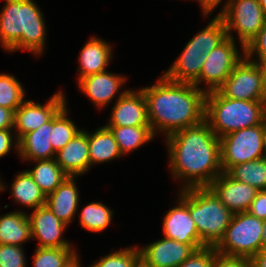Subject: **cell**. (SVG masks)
I'll return each instance as SVG.
<instances>
[{
    "instance_id": "32",
    "label": "cell",
    "mask_w": 266,
    "mask_h": 267,
    "mask_svg": "<svg viewBox=\"0 0 266 267\" xmlns=\"http://www.w3.org/2000/svg\"><path fill=\"white\" fill-rule=\"evenodd\" d=\"M23 84L14 75L0 73V106L12 111L25 101Z\"/></svg>"
},
{
    "instance_id": "43",
    "label": "cell",
    "mask_w": 266,
    "mask_h": 267,
    "mask_svg": "<svg viewBox=\"0 0 266 267\" xmlns=\"http://www.w3.org/2000/svg\"><path fill=\"white\" fill-rule=\"evenodd\" d=\"M251 267H266V248L261 249L250 259Z\"/></svg>"
},
{
    "instance_id": "36",
    "label": "cell",
    "mask_w": 266,
    "mask_h": 267,
    "mask_svg": "<svg viewBox=\"0 0 266 267\" xmlns=\"http://www.w3.org/2000/svg\"><path fill=\"white\" fill-rule=\"evenodd\" d=\"M245 55L256 63L266 60V21L257 36L245 47Z\"/></svg>"
},
{
    "instance_id": "39",
    "label": "cell",
    "mask_w": 266,
    "mask_h": 267,
    "mask_svg": "<svg viewBox=\"0 0 266 267\" xmlns=\"http://www.w3.org/2000/svg\"><path fill=\"white\" fill-rule=\"evenodd\" d=\"M12 131L14 132L13 129L0 130V158L9 154L11 152V149H14V148L17 151V155H18V146H19L18 139L15 135L13 137Z\"/></svg>"
},
{
    "instance_id": "14",
    "label": "cell",
    "mask_w": 266,
    "mask_h": 267,
    "mask_svg": "<svg viewBox=\"0 0 266 267\" xmlns=\"http://www.w3.org/2000/svg\"><path fill=\"white\" fill-rule=\"evenodd\" d=\"M138 250L141 267H178L195 251L191 245L165 237Z\"/></svg>"
},
{
    "instance_id": "37",
    "label": "cell",
    "mask_w": 266,
    "mask_h": 267,
    "mask_svg": "<svg viewBox=\"0 0 266 267\" xmlns=\"http://www.w3.org/2000/svg\"><path fill=\"white\" fill-rule=\"evenodd\" d=\"M216 253L215 247H202L195 250L193 254L178 267H213V260Z\"/></svg>"
},
{
    "instance_id": "42",
    "label": "cell",
    "mask_w": 266,
    "mask_h": 267,
    "mask_svg": "<svg viewBox=\"0 0 266 267\" xmlns=\"http://www.w3.org/2000/svg\"><path fill=\"white\" fill-rule=\"evenodd\" d=\"M14 111L0 106V130L13 129Z\"/></svg>"
},
{
    "instance_id": "48",
    "label": "cell",
    "mask_w": 266,
    "mask_h": 267,
    "mask_svg": "<svg viewBox=\"0 0 266 267\" xmlns=\"http://www.w3.org/2000/svg\"><path fill=\"white\" fill-rule=\"evenodd\" d=\"M263 158L266 159V126H264V137H263Z\"/></svg>"
},
{
    "instance_id": "1",
    "label": "cell",
    "mask_w": 266,
    "mask_h": 267,
    "mask_svg": "<svg viewBox=\"0 0 266 267\" xmlns=\"http://www.w3.org/2000/svg\"><path fill=\"white\" fill-rule=\"evenodd\" d=\"M169 169L175 180H180L179 190L208 187L223 171L221 145L209 124L179 130L166 138Z\"/></svg>"
},
{
    "instance_id": "31",
    "label": "cell",
    "mask_w": 266,
    "mask_h": 267,
    "mask_svg": "<svg viewBox=\"0 0 266 267\" xmlns=\"http://www.w3.org/2000/svg\"><path fill=\"white\" fill-rule=\"evenodd\" d=\"M67 103L53 116V129L50 133V142L53 150L58 152L62 149L81 128H77L74 120L68 118Z\"/></svg>"
},
{
    "instance_id": "6",
    "label": "cell",
    "mask_w": 266,
    "mask_h": 267,
    "mask_svg": "<svg viewBox=\"0 0 266 267\" xmlns=\"http://www.w3.org/2000/svg\"><path fill=\"white\" fill-rule=\"evenodd\" d=\"M263 220L249 212L235 213L220 242L219 254L251 259L262 249Z\"/></svg>"
},
{
    "instance_id": "20",
    "label": "cell",
    "mask_w": 266,
    "mask_h": 267,
    "mask_svg": "<svg viewBox=\"0 0 266 267\" xmlns=\"http://www.w3.org/2000/svg\"><path fill=\"white\" fill-rule=\"evenodd\" d=\"M75 178L68 176L51 194L46 196V206L65 224L73 222L78 214L79 191Z\"/></svg>"
},
{
    "instance_id": "23",
    "label": "cell",
    "mask_w": 266,
    "mask_h": 267,
    "mask_svg": "<svg viewBox=\"0 0 266 267\" xmlns=\"http://www.w3.org/2000/svg\"><path fill=\"white\" fill-rule=\"evenodd\" d=\"M88 145L90 168L96 164L112 162L123 156L113 133L105 125L97 128L93 133L88 131Z\"/></svg>"
},
{
    "instance_id": "18",
    "label": "cell",
    "mask_w": 266,
    "mask_h": 267,
    "mask_svg": "<svg viewBox=\"0 0 266 267\" xmlns=\"http://www.w3.org/2000/svg\"><path fill=\"white\" fill-rule=\"evenodd\" d=\"M57 164L70 177L84 175L90 169L88 131L82 129L56 152Z\"/></svg>"
},
{
    "instance_id": "41",
    "label": "cell",
    "mask_w": 266,
    "mask_h": 267,
    "mask_svg": "<svg viewBox=\"0 0 266 267\" xmlns=\"http://www.w3.org/2000/svg\"><path fill=\"white\" fill-rule=\"evenodd\" d=\"M200 4V8L202 9V13L204 14V17H207L211 15L215 8L219 6L220 3H222L223 0H197ZM226 3L223 4V7L221 8L220 12L215 16H221L227 9L229 2L231 0H225Z\"/></svg>"
},
{
    "instance_id": "3",
    "label": "cell",
    "mask_w": 266,
    "mask_h": 267,
    "mask_svg": "<svg viewBox=\"0 0 266 267\" xmlns=\"http://www.w3.org/2000/svg\"><path fill=\"white\" fill-rule=\"evenodd\" d=\"M0 13V44L6 52L30 51L43 55L46 42V23L34 0H3Z\"/></svg>"
},
{
    "instance_id": "13",
    "label": "cell",
    "mask_w": 266,
    "mask_h": 267,
    "mask_svg": "<svg viewBox=\"0 0 266 267\" xmlns=\"http://www.w3.org/2000/svg\"><path fill=\"white\" fill-rule=\"evenodd\" d=\"M32 240L37 239V247L40 248H62L74 247L71 242L61 237L68 225L54 215L45 205L38 207L29 215Z\"/></svg>"
},
{
    "instance_id": "5",
    "label": "cell",
    "mask_w": 266,
    "mask_h": 267,
    "mask_svg": "<svg viewBox=\"0 0 266 267\" xmlns=\"http://www.w3.org/2000/svg\"><path fill=\"white\" fill-rule=\"evenodd\" d=\"M189 211L201 241L212 247L223 238L234 215L209 187L189 188Z\"/></svg>"
},
{
    "instance_id": "9",
    "label": "cell",
    "mask_w": 266,
    "mask_h": 267,
    "mask_svg": "<svg viewBox=\"0 0 266 267\" xmlns=\"http://www.w3.org/2000/svg\"><path fill=\"white\" fill-rule=\"evenodd\" d=\"M236 40L227 37L207 54L199 78L193 83L206 93L218 90L235 66L246 56L245 52L239 53ZM205 89L199 85L203 82Z\"/></svg>"
},
{
    "instance_id": "17",
    "label": "cell",
    "mask_w": 266,
    "mask_h": 267,
    "mask_svg": "<svg viewBox=\"0 0 266 267\" xmlns=\"http://www.w3.org/2000/svg\"><path fill=\"white\" fill-rule=\"evenodd\" d=\"M109 122L105 126H150L146 98L142 89H129L115 100Z\"/></svg>"
},
{
    "instance_id": "16",
    "label": "cell",
    "mask_w": 266,
    "mask_h": 267,
    "mask_svg": "<svg viewBox=\"0 0 266 267\" xmlns=\"http://www.w3.org/2000/svg\"><path fill=\"white\" fill-rule=\"evenodd\" d=\"M208 187L233 214L248 211L259 191L251 185L236 181L227 172H222Z\"/></svg>"
},
{
    "instance_id": "44",
    "label": "cell",
    "mask_w": 266,
    "mask_h": 267,
    "mask_svg": "<svg viewBox=\"0 0 266 267\" xmlns=\"http://www.w3.org/2000/svg\"><path fill=\"white\" fill-rule=\"evenodd\" d=\"M80 253H77L73 258H71L63 267H82L80 260Z\"/></svg>"
},
{
    "instance_id": "22",
    "label": "cell",
    "mask_w": 266,
    "mask_h": 267,
    "mask_svg": "<svg viewBox=\"0 0 266 267\" xmlns=\"http://www.w3.org/2000/svg\"><path fill=\"white\" fill-rule=\"evenodd\" d=\"M207 54L190 48L188 42L175 62L163 75L170 81L194 83L200 76Z\"/></svg>"
},
{
    "instance_id": "49",
    "label": "cell",
    "mask_w": 266,
    "mask_h": 267,
    "mask_svg": "<svg viewBox=\"0 0 266 267\" xmlns=\"http://www.w3.org/2000/svg\"><path fill=\"white\" fill-rule=\"evenodd\" d=\"M258 1H259L261 8L263 9L264 15L266 17V0H258Z\"/></svg>"
},
{
    "instance_id": "15",
    "label": "cell",
    "mask_w": 266,
    "mask_h": 267,
    "mask_svg": "<svg viewBox=\"0 0 266 267\" xmlns=\"http://www.w3.org/2000/svg\"><path fill=\"white\" fill-rule=\"evenodd\" d=\"M127 80L126 76L107 70L78 80L79 90L87 96L99 110L105 108L115 97H122L129 89L119 90ZM119 92V93H118ZM117 94V96H116Z\"/></svg>"
},
{
    "instance_id": "26",
    "label": "cell",
    "mask_w": 266,
    "mask_h": 267,
    "mask_svg": "<svg viewBox=\"0 0 266 267\" xmlns=\"http://www.w3.org/2000/svg\"><path fill=\"white\" fill-rule=\"evenodd\" d=\"M35 166L27 169L33 181L40 187L45 196L51 194L68 175L57 164L56 159L33 161Z\"/></svg>"
},
{
    "instance_id": "45",
    "label": "cell",
    "mask_w": 266,
    "mask_h": 267,
    "mask_svg": "<svg viewBox=\"0 0 266 267\" xmlns=\"http://www.w3.org/2000/svg\"><path fill=\"white\" fill-rule=\"evenodd\" d=\"M261 104H262V119H263V124L264 126H266V91L262 97L261 100Z\"/></svg>"
},
{
    "instance_id": "2",
    "label": "cell",
    "mask_w": 266,
    "mask_h": 267,
    "mask_svg": "<svg viewBox=\"0 0 266 267\" xmlns=\"http://www.w3.org/2000/svg\"><path fill=\"white\" fill-rule=\"evenodd\" d=\"M155 84L141 88L154 135L165 138L205 121L206 92L192 83L173 82L163 74Z\"/></svg>"
},
{
    "instance_id": "25",
    "label": "cell",
    "mask_w": 266,
    "mask_h": 267,
    "mask_svg": "<svg viewBox=\"0 0 266 267\" xmlns=\"http://www.w3.org/2000/svg\"><path fill=\"white\" fill-rule=\"evenodd\" d=\"M11 196L14 202L35 210L45 206L46 196L40 187L33 181L27 170L19 172L11 185Z\"/></svg>"
},
{
    "instance_id": "28",
    "label": "cell",
    "mask_w": 266,
    "mask_h": 267,
    "mask_svg": "<svg viewBox=\"0 0 266 267\" xmlns=\"http://www.w3.org/2000/svg\"><path fill=\"white\" fill-rule=\"evenodd\" d=\"M226 38V25L220 16H214L208 25L194 35L188 42H190V48H196L202 51V53L208 54Z\"/></svg>"
},
{
    "instance_id": "47",
    "label": "cell",
    "mask_w": 266,
    "mask_h": 267,
    "mask_svg": "<svg viewBox=\"0 0 266 267\" xmlns=\"http://www.w3.org/2000/svg\"><path fill=\"white\" fill-rule=\"evenodd\" d=\"M259 65L262 67V70H263L264 84H265V88H266V60L261 61V62L259 63Z\"/></svg>"
},
{
    "instance_id": "24",
    "label": "cell",
    "mask_w": 266,
    "mask_h": 267,
    "mask_svg": "<svg viewBox=\"0 0 266 267\" xmlns=\"http://www.w3.org/2000/svg\"><path fill=\"white\" fill-rule=\"evenodd\" d=\"M32 239L26 211H13L0 216V244L22 246Z\"/></svg>"
},
{
    "instance_id": "11",
    "label": "cell",
    "mask_w": 266,
    "mask_h": 267,
    "mask_svg": "<svg viewBox=\"0 0 266 267\" xmlns=\"http://www.w3.org/2000/svg\"><path fill=\"white\" fill-rule=\"evenodd\" d=\"M177 199L176 206L170 208L164 215L163 236L191 245L195 250L206 247L199 237L195 222L189 211V188L180 190Z\"/></svg>"
},
{
    "instance_id": "50",
    "label": "cell",
    "mask_w": 266,
    "mask_h": 267,
    "mask_svg": "<svg viewBox=\"0 0 266 267\" xmlns=\"http://www.w3.org/2000/svg\"><path fill=\"white\" fill-rule=\"evenodd\" d=\"M5 183H3L2 181H1V178H0V193H1V191H5V189H6V185H4Z\"/></svg>"
},
{
    "instance_id": "35",
    "label": "cell",
    "mask_w": 266,
    "mask_h": 267,
    "mask_svg": "<svg viewBox=\"0 0 266 267\" xmlns=\"http://www.w3.org/2000/svg\"><path fill=\"white\" fill-rule=\"evenodd\" d=\"M21 246L0 244V267H27Z\"/></svg>"
},
{
    "instance_id": "46",
    "label": "cell",
    "mask_w": 266,
    "mask_h": 267,
    "mask_svg": "<svg viewBox=\"0 0 266 267\" xmlns=\"http://www.w3.org/2000/svg\"><path fill=\"white\" fill-rule=\"evenodd\" d=\"M266 248V220L263 221L262 229V249Z\"/></svg>"
},
{
    "instance_id": "10",
    "label": "cell",
    "mask_w": 266,
    "mask_h": 267,
    "mask_svg": "<svg viewBox=\"0 0 266 267\" xmlns=\"http://www.w3.org/2000/svg\"><path fill=\"white\" fill-rule=\"evenodd\" d=\"M218 91L234 100L261 101L266 91L262 67L245 56Z\"/></svg>"
},
{
    "instance_id": "21",
    "label": "cell",
    "mask_w": 266,
    "mask_h": 267,
    "mask_svg": "<svg viewBox=\"0 0 266 267\" xmlns=\"http://www.w3.org/2000/svg\"><path fill=\"white\" fill-rule=\"evenodd\" d=\"M112 46L99 37H91L79 54L78 78L94 75L107 70L112 61Z\"/></svg>"
},
{
    "instance_id": "4",
    "label": "cell",
    "mask_w": 266,
    "mask_h": 267,
    "mask_svg": "<svg viewBox=\"0 0 266 267\" xmlns=\"http://www.w3.org/2000/svg\"><path fill=\"white\" fill-rule=\"evenodd\" d=\"M205 121L214 134L221 138L234 131L261 124V101L234 100L218 90L206 94Z\"/></svg>"
},
{
    "instance_id": "33",
    "label": "cell",
    "mask_w": 266,
    "mask_h": 267,
    "mask_svg": "<svg viewBox=\"0 0 266 267\" xmlns=\"http://www.w3.org/2000/svg\"><path fill=\"white\" fill-rule=\"evenodd\" d=\"M34 253L33 267H63L78 251L73 247H37Z\"/></svg>"
},
{
    "instance_id": "29",
    "label": "cell",
    "mask_w": 266,
    "mask_h": 267,
    "mask_svg": "<svg viewBox=\"0 0 266 267\" xmlns=\"http://www.w3.org/2000/svg\"><path fill=\"white\" fill-rule=\"evenodd\" d=\"M227 173L236 181L251 185L259 191L266 190V159L263 157L235 165Z\"/></svg>"
},
{
    "instance_id": "7",
    "label": "cell",
    "mask_w": 266,
    "mask_h": 267,
    "mask_svg": "<svg viewBox=\"0 0 266 267\" xmlns=\"http://www.w3.org/2000/svg\"><path fill=\"white\" fill-rule=\"evenodd\" d=\"M263 137V122L221 137L222 171L228 172L235 165L262 158Z\"/></svg>"
},
{
    "instance_id": "38",
    "label": "cell",
    "mask_w": 266,
    "mask_h": 267,
    "mask_svg": "<svg viewBox=\"0 0 266 267\" xmlns=\"http://www.w3.org/2000/svg\"><path fill=\"white\" fill-rule=\"evenodd\" d=\"M213 267H251L250 260L243 257L219 254L214 256Z\"/></svg>"
},
{
    "instance_id": "8",
    "label": "cell",
    "mask_w": 266,
    "mask_h": 267,
    "mask_svg": "<svg viewBox=\"0 0 266 267\" xmlns=\"http://www.w3.org/2000/svg\"><path fill=\"white\" fill-rule=\"evenodd\" d=\"M220 17L226 25L227 37L236 40L233 30L237 32L241 53L245 52V47L257 36L266 21L258 0H231Z\"/></svg>"
},
{
    "instance_id": "40",
    "label": "cell",
    "mask_w": 266,
    "mask_h": 267,
    "mask_svg": "<svg viewBox=\"0 0 266 267\" xmlns=\"http://www.w3.org/2000/svg\"><path fill=\"white\" fill-rule=\"evenodd\" d=\"M247 212L258 219L266 220V190L257 192Z\"/></svg>"
},
{
    "instance_id": "34",
    "label": "cell",
    "mask_w": 266,
    "mask_h": 267,
    "mask_svg": "<svg viewBox=\"0 0 266 267\" xmlns=\"http://www.w3.org/2000/svg\"><path fill=\"white\" fill-rule=\"evenodd\" d=\"M90 267H141L140 253L136 246L122 248L101 257Z\"/></svg>"
},
{
    "instance_id": "27",
    "label": "cell",
    "mask_w": 266,
    "mask_h": 267,
    "mask_svg": "<svg viewBox=\"0 0 266 267\" xmlns=\"http://www.w3.org/2000/svg\"><path fill=\"white\" fill-rule=\"evenodd\" d=\"M111 130L122 155L137 150L155 138L150 126H106Z\"/></svg>"
},
{
    "instance_id": "12",
    "label": "cell",
    "mask_w": 266,
    "mask_h": 267,
    "mask_svg": "<svg viewBox=\"0 0 266 267\" xmlns=\"http://www.w3.org/2000/svg\"><path fill=\"white\" fill-rule=\"evenodd\" d=\"M65 96L60 90L53 94L45 105L32 100L24 101L14 113L13 130L17 139L49 121L67 103Z\"/></svg>"
},
{
    "instance_id": "19",
    "label": "cell",
    "mask_w": 266,
    "mask_h": 267,
    "mask_svg": "<svg viewBox=\"0 0 266 267\" xmlns=\"http://www.w3.org/2000/svg\"><path fill=\"white\" fill-rule=\"evenodd\" d=\"M53 129V117L37 130L26 133L18 140L19 159L25 161L49 160L56 156L50 142Z\"/></svg>"
},
{
    "instance_id": "30",
    "label": "cell",
    "mask_w": 266,
    "mask_h": 267,
    "mask_svg": "<svg viewBox=\"0 0 266 267\" xmlns=\"http://www.w3.org/2000/svg\"><path fill=\"white\" fill-rule=\"evenodd\" d=\"M113 212L103 202H91L79 213L80 227L94 233L102 232L111 223Z\"/></svg>"
}]
</instances>
